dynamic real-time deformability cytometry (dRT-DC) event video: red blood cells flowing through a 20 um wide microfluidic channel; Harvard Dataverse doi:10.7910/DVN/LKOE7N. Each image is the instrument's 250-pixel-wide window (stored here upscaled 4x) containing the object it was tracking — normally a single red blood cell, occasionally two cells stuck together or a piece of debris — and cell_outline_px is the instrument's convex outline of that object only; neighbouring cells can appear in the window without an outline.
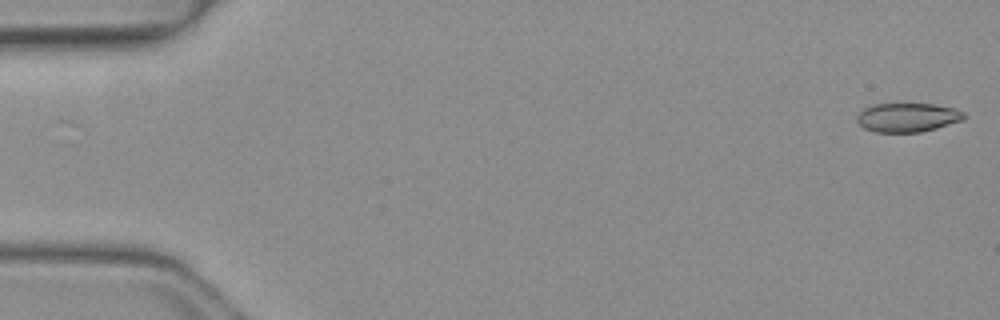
{"species": "common noctule bat (a hibernating species)", "species_latin": "Nyctalus noctula", "temperature_condition": "warm", "stored_images_in_passage": 44, "camera_frame_rate_fps": 3000, "um_per_image_px": 0.085, "animal": {"sex": "female", "body_mass_g": 19.3, "forearm_length_mm": 54.1}, "frame": {"image": 1, "passage_image": 1, "time_ms": 0.0, "image_size_px": [1000, 320], "cell_outline_px": [[968, 116], [964, 120], [936, 128], [920, 132], [876, 132], [864, 128], [856, 120], [856, 116], [864, 108], [872, 104], [936, 104], [952, 108], [964, 112]], "centroid_in_image_um": [77.16, 9.98], "position_along_channel_um": 7.8, "area_um2": 18.15}}
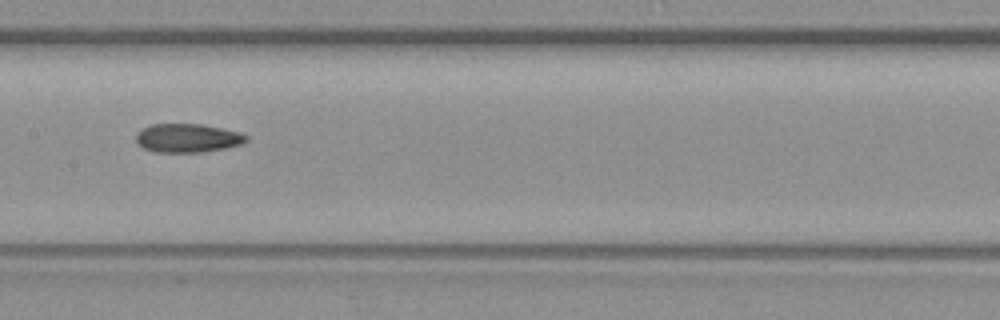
{"frame": {"image": 2, "passage_image": 25, "time_ms": 8.0, "image_size_px": [1000, 320], "cell_outline_px": [[248, 140], [240, 144], [224, 148], [200, 152], [152, 152], [136, 144], [136, 132], [152, 124], [200, 124], [240, 132], [248, 136]], "centroid_in_image_um": [15.9, 11.74], "position_along_channel_um": 191.5, "area_um2": 18.38}}
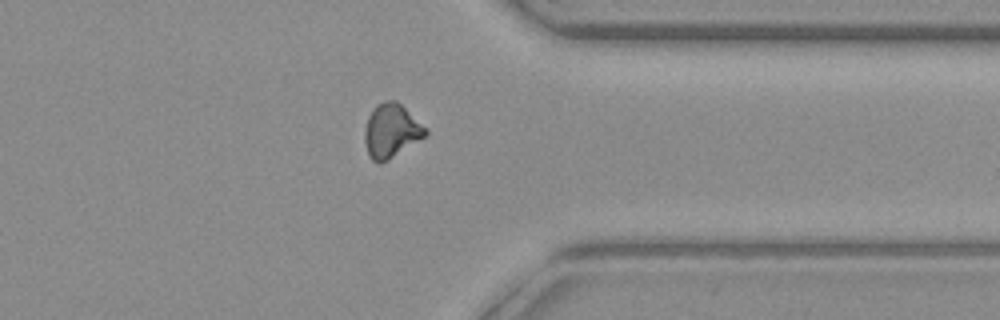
{"frame": {"image": 3, "passage_image": 39, "time_ms": 12.667, "image_size_px": [1000, 320], "cell_outline_px": [[428, 132], [424, 136], [388, 160], [380, 164], [372, 160], [368, 156], [364, 140], [364, 128], [368, 116], [372, 108], [376, 104], [384, 100], [396, 100], [428, 128]], "centroid_in_image_um": [33.22, 11.1], "position_along_channel_um": 378.2, "area_um2": 19.19}}